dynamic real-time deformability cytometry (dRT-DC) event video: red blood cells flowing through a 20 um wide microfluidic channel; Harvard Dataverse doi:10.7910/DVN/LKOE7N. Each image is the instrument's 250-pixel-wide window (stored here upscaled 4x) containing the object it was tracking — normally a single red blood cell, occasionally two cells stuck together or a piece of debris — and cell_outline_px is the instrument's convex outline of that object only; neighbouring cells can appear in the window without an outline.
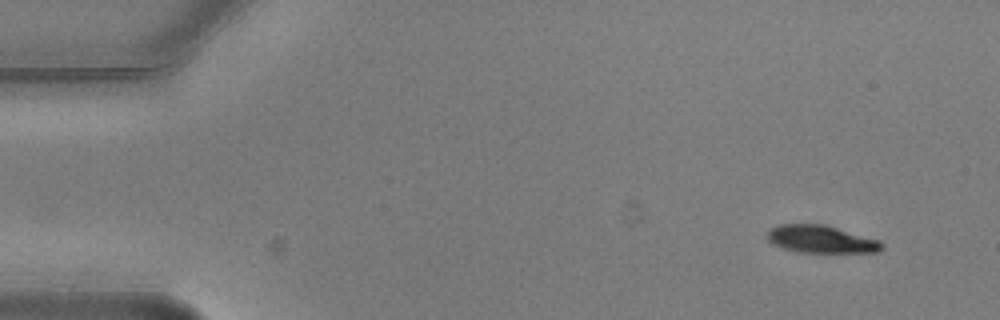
{"species": "common noctule bat (a hibernating species)", "species_latin": "Nyctalus noctula", "temperature_condition": "warm", "stored_images_in_passage": 10, "camera_frame_rate_fps": 3000, "um_per_image_px": 0.085, "animal": {"sex": "male", "body_mass_g": 20.5, "forearm_length_mm": 52.5}, "frame": {"image": 1, "passage_image": 1, "time_ms": 0.0, "image_size_px": [1000, 320], "cell_outline_px": [[884, 248], [880, 252], [796, 252], [772, 244], [768, 240], [768, 228], [776, 224], [824, 224], [880, 240], [884, 244]], "centroid_in_image_um": [69.79, 20.33], "position_along_channel_um": 15.2, "area_um2": 18.55}}
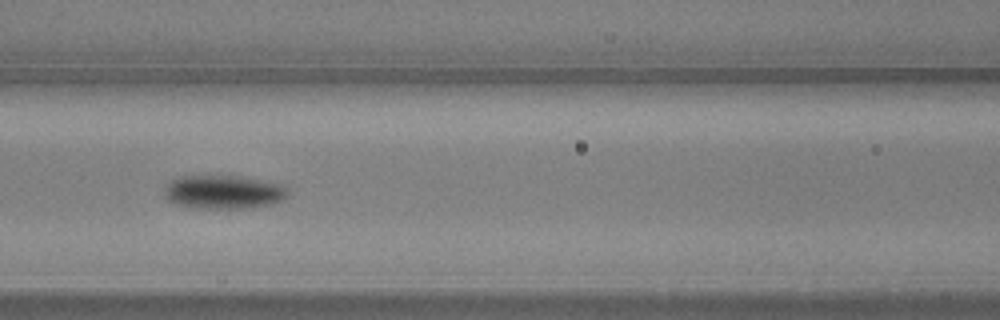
{"frame": {"image": 2, "passage_image": 6, "time_ms": 1.667, "image_size_px": [1000, 320], "cell_outline_px": [[288, 192], [280, 200], [268, 204], [248, 208], [192, 208], [172, 204], [164, 196], [164, 188], [172, 180], [180, 176], [236, 176], [280, 184]], "centroid_in_image_um": [18.88, 16.33], "position_along_channel_um": 147.7, "area_um2": 23.87}}
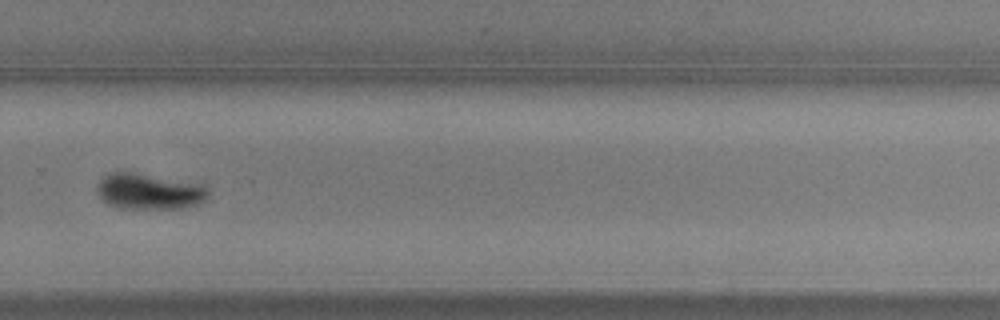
{"frame": {"image": 3, "passage_image": 10, "time_ms": 3.0, "image_size_px": [1000, 320], "cell_outline_px": [[208, 192], [204, 200], [196, 204], [180, 208], [120, 208], [108, 204], [96, 192], [96, 188], [100, 180], [104, 176], [112, 172], [136, 172], [208, 188]], "centroid_in_image_um": [12.56, 16.28], "position_along_channel_um": 317.2, "area_um2": 22.37}}